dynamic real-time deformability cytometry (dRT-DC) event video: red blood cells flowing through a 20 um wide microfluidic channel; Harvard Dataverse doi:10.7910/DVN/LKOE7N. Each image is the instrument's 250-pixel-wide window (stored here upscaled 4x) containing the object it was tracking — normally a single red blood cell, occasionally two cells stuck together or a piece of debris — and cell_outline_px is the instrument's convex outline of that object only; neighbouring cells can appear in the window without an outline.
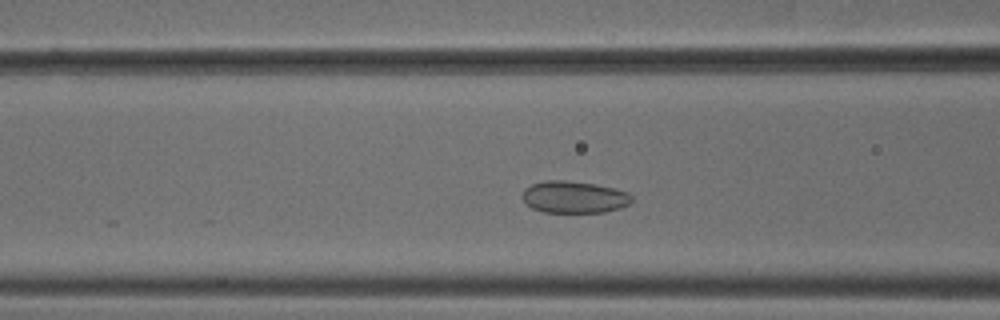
{"species": "common noctule bat (a hibernating species)", "species_latin": "Nyctalus noctula", "temperature_condition": "cold", "stored_images_in_passage": 43, "camera_frame_rate_fps": 3000, "um_per_image_px": 0.085, "animal": {"sex": "male", "body_mass_g": 18.8}, "frame": {"image": 1, "passage_image": 11, "time_ms": 3.333, "image_size_px": [1000, 320], "cell_outline_px": [[632, 200], [628, 204], [620, 208], [604, 212], [544, 212], [532, 208], [520, 196], [524, 188], [532, 184], [544, 180], [564, 180], [596, 184], [616, 188], [628, 192], [632, 196]], "centroid_in_image_um": [48.79, 16.74], "position_along_channel_um": 117.8, "area_um2": 20.52}}
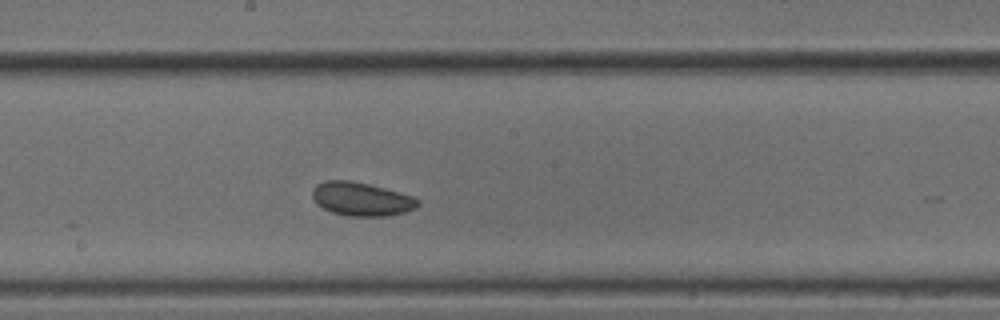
{"frame": {"image": 2, "passage_image": 19, "time_ms": 6.0, "image_size_px": [1000, 320], "cell_outline_px": [[420, 204], [416, 208], [404, 212], [388, 216], [348, 216], [332, 212], [316, 204], [312, 196], [312, 188], [316, 184], [324, 180], [348, 180], [368, 184], [384, 188], [412, 196], [420, 200]], "centroid_in_image_um": [30.7, 16.92], "position_along_channel_um": 217.5, "area_um2": 20.69}}
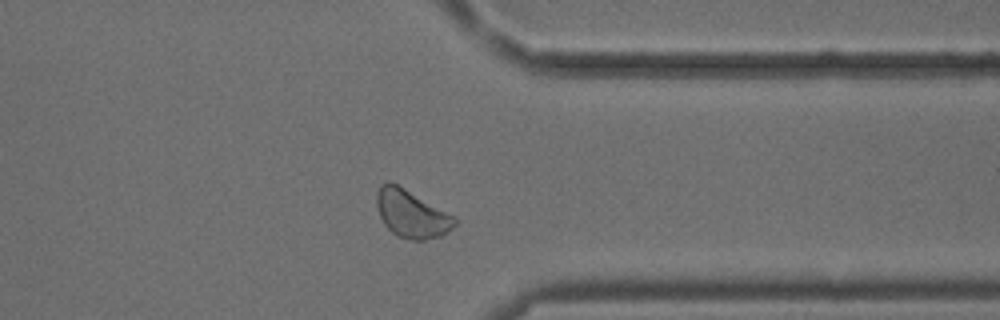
{"frame": {"image": 3, "passage_image": 32, "time_ms": 10.333, "image_size_px": [1000, 320], "cell_outline_px": [[460, 220], [448, 232], [440, 236], [424, 240], [412, 240], [400, 236], [392, 232], [384, 224], [380, 216], [376, 204], [376, 192], [380, 184], [388, 180], [404, 188], [456, 216]], "centroid_in_image_um": [35.0, 18.16], "position_along_channel_um": 376.4, "area_um2": 21.79}, "authors_computed_cell_mechanics": {"area_um2": 20.9814, "velocity_mm_per_s": 3.7362, "shape_relaxation_time_tau1_ms": null, "shape_relaxation_time_tau2_ms": 5.6, "deformation_change_tau1": null, "deformation_change_tau2": 0.0726}}